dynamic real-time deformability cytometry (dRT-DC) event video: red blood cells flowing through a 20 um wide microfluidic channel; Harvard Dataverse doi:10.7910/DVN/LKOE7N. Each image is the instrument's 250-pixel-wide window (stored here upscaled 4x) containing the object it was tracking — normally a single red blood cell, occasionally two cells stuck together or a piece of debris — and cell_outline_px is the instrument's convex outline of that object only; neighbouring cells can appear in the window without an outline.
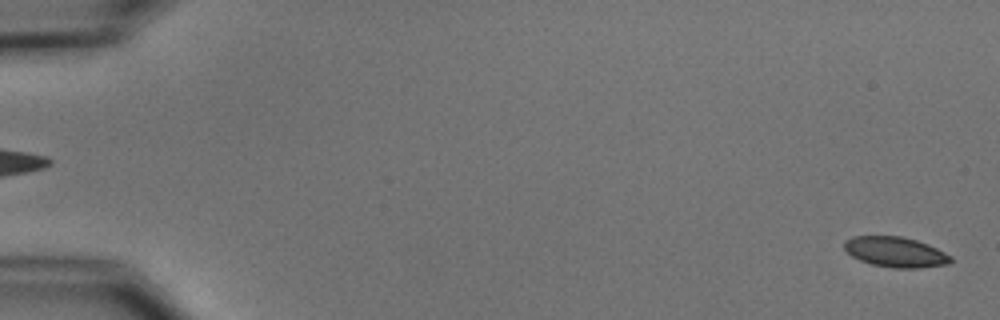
{"species": "common noctule bat (a hibernating species)", "species_latin": "Nyctalus noctula", "temperature_condition": "cold", "stored_images_in_passage": 5, "segment_of_instrument_passage": [2, 2], "camera_frame_rate_fps": 3000, "um_per_image_px": 0.085, "animal": {"sex": "male", "body_mass_g": 15.6}, "frame": {"image": 1, "passage_image": 5, "time_ms": 5.667, "image_size_px": [1000, 320], "cell_outline_px": [[952, 260], [948, 264], [920, 268], [892, 268], [872, 264], [860, 260], [852, 256], [844, 248], [844, 240], [852, 236], [900, 236], [916, 240], [928, 244], [952, 256]], "centroid_in_image_um": [76.11, 21.42], "position_along_channel_um": 8.9, "area_um2": 18.79}}